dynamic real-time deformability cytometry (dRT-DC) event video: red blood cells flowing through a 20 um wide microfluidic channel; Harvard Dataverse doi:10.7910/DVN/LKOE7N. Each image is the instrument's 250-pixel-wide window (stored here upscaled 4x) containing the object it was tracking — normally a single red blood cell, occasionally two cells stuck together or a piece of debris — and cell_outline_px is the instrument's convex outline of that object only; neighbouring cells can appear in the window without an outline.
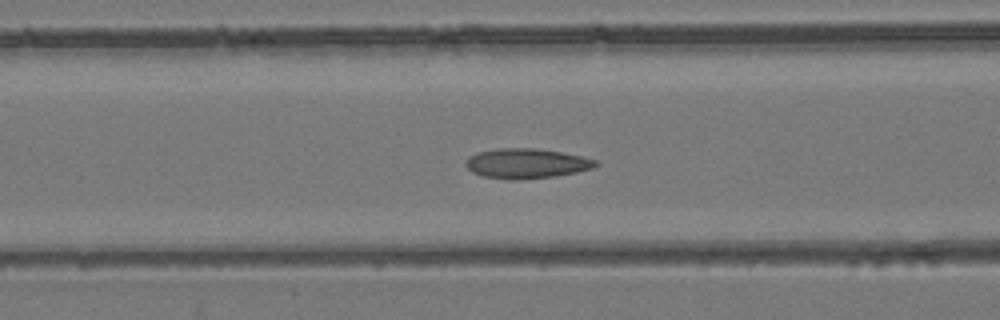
{"species": "common noctule bat (a hibernating species)", "species_latin": "Nyctalus noctula", "temperature_condition": "room temperature", "stored_images_in_passage": 53, "camera_frame_rate_fps": 3000, "um_per_image_px": 0.085, "animal": {"sex": "female", "body_mass_g": 24.6, "forearm_length_mm": 56.2}, "frame": {"image": 1, "passage_image": 22, "time_ms": 7.0, "image_size_px": [1000, 320], "cell_outline_px": [[600, 164], [592, 168], [576, 172], [556, 176], [516, 180], [508, 180], [484, 176], [472, 172], [464, 164], [464, 160], [468, 156], [476, 152], [496, 148], [536, 148], [560, 152], [580, 156], [596, 160]], "centroid_in_image_um": [44.69, 13.89], "position_along_channel_um": 121.9, "area_um2": 22.77}}
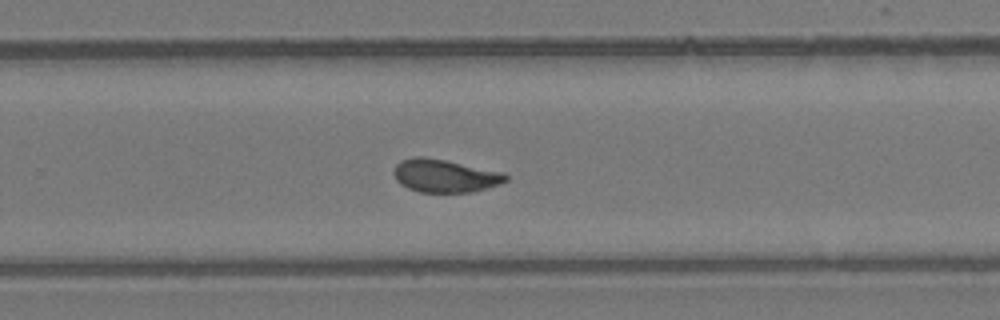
{"frame": {"image": 2, "passage_image": 35, "time_ms": 11.333, "image_size_px": [1000, 320], "cell_outline_px": [[508, 180], [472, 192], [420, 192], [408, 188], [400, 184], [396, 180], [392, 172], [392, 168], [400, 160], [412, 156], [424, 156], [504, 172], [508, 176]], "centroid_in_image_um": [37.74, 14.93], "position_along_channel_um": 292.1, "area_um2": 21.56}}
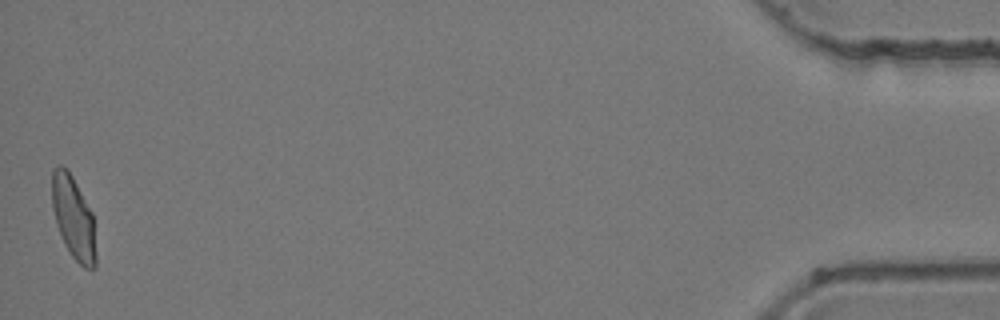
{"frame": {"image": 3, "passage_image": 53, "time_ms": 17.333, "image_size_px": [1000, 320], "cell_outline_px": [[96, 268], [84, 268], [72, 256], [64, 244], [56, 224], [52, 208], [52, 168], [56, 164], [60, 164], [68, 168], [92, 212], [96, 252]], "centroid_in_image_um": [6.23, 18.47], "position_along_channel_um": 429.0, "area_um2": 21.39}, "authors_computed_cell_mechanics": {"area_um2": 21.7328, "velocity_mm_per_s": 3.9334, "shape_relaxation_time_tau1_ms": 7.4582, "shape_relaxation_time_tau2_ms": 1.0007, "deformation_change_tau1": 0.1751, "deformation_change_tau2": 0.0525}}